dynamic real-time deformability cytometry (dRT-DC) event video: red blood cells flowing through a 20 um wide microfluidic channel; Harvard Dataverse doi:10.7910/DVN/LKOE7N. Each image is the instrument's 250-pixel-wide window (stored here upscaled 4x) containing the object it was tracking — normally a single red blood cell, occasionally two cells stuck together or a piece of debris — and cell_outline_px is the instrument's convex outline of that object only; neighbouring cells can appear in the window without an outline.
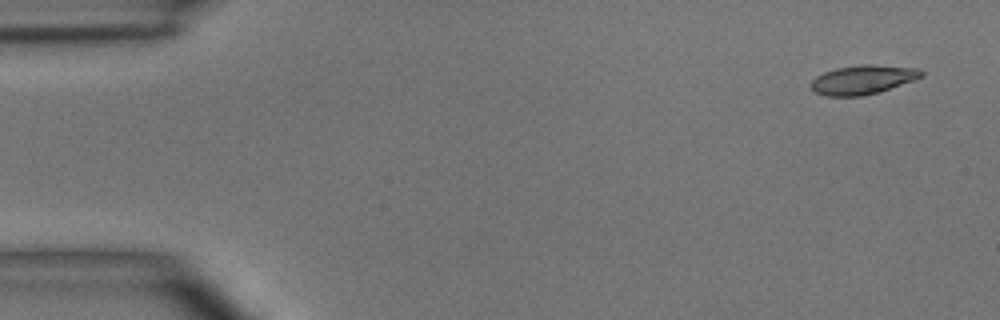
{"species": "common noctule bat (a hibernating species)", "species_latin": "Nyctalus noctula", "temperature_condition": "room temperature", "stored_images_in_passage": 2, "camera_frame_rate_fps": 3000, "um_per_image_px": 0.085, "animal": {"sex": "male", "body_mass_g": 15.6}, "frame": {"image": 1, "passage_image": 2, "time_ms": 2.0, "image_size_px": [1000, 320], "cell_outline_px": [[924, 76], [876, 92], [860, 96], [828, 96], [816, 92], [812, 88], [812, 80], [816, 76], [824, 72], [836, 68], [860, 64], [868, 64], [920, 68], [924, 72]], "centroid_in_image_um": [73.34, 6.75], "position_along_channel_um": 11.7, "area_um2": 18.38}}